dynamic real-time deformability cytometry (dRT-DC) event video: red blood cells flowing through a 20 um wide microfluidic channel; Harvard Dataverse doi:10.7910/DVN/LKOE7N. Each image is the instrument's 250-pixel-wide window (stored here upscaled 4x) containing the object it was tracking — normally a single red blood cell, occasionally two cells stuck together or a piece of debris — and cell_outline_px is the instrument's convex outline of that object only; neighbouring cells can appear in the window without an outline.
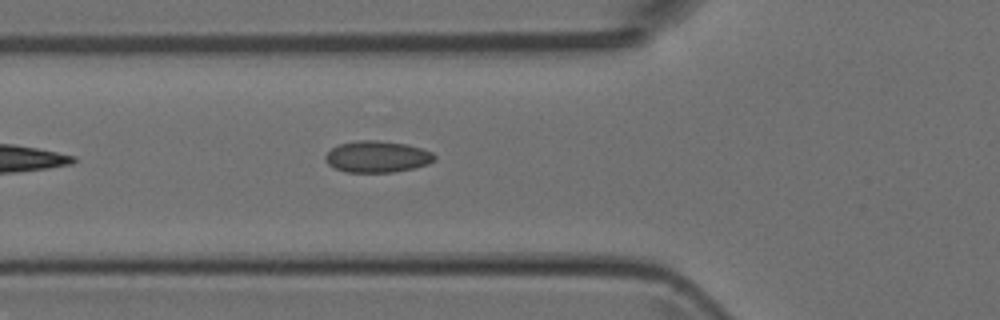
{"species": "Egyptian fruit bat (a non-hibernating species)", "species_latin": "Rousettus aegyptiacus", "temperature_condition": "room temperature", "stored_images_in_passage": 6, "camera_frame_rate_fps": 3000, "um_per_image_px": 0.085, "animal": {"sex": "female"}, "frame": {"image": 1, "passage_image": 6, "time_ms": 5.667, "image_size_px": [1000, 320], "cell_outline_px": [[436, 160], [428, 164], [416, 168], [392, 172], [344, 172], [328, 164], [324, 160], [324, 156], [332, 148], [340, 144], [356, 140], [376, 140], [408, 144], [432, 152], [436, 156]], "centroid_in_image_um": [32.08, 13.32], "position_along_channel_um": 93.7, "area_um2": 20.17}}